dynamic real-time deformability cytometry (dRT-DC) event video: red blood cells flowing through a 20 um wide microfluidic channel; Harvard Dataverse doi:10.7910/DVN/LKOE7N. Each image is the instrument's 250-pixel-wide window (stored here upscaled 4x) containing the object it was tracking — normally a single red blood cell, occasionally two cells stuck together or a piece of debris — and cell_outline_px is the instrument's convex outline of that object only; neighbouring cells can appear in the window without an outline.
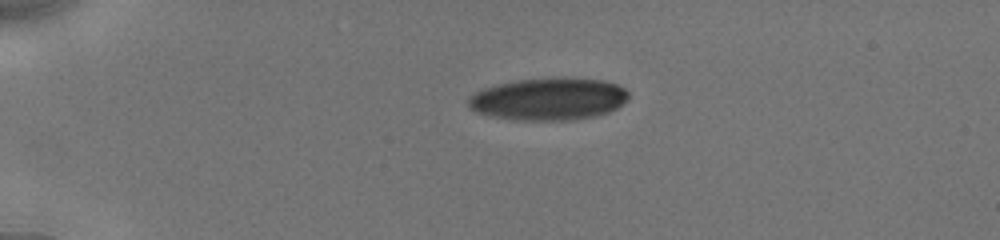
{"species": "human", "species_latin": "Homo sapiens", "temperature_condition": "cold", "stored_images_in_passage": 50, "camera_frame_rate_fps": 3000, "um_per_image_px": 0.085, "donor": {"sex": "male"}, "frame": {"image": 1, "passage_image": 1, "time_ms": 0.0, "image_size_px": [1000, 240], "cell_outline_px": [[628, 96], [616, 108], [608, 112], [596, 116], [576, 120], [512, 120], [488, 116], [476, 112], [468, 108], [468, 100], [476, 92], [484, 88], [516, 80], [604, 80], [616, 84], [624, 88], [628, 92]], "centroid_in_image_um": [46.59, 8.47], "position_along_channel_um": 38.4, "area_um2": 38.61}}
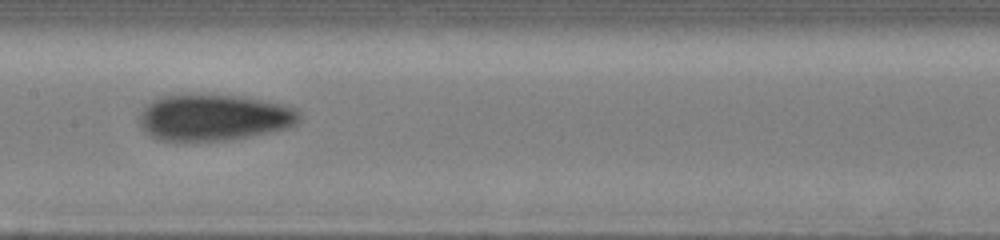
{"frame": {"image": 2, "passage_image": 22, "time_ms": 5.333, "image_size_px": [1000, 240], "cell_outline_px": [[300, 120], [296, 124], [288, 128], [228, 140], [184, 144], [160, 140], [144, 132], [140, 124], [140, 116], [144, 108], [152, 100], [160, 96], [180, 92], [188, 92], [240, 96], [284, 104], [296, 108], [300, 112]], "centroid_in_image_um": [18.12, 9.98], "position_along_channel_um": 189.3, "area_um2": 44.8}}
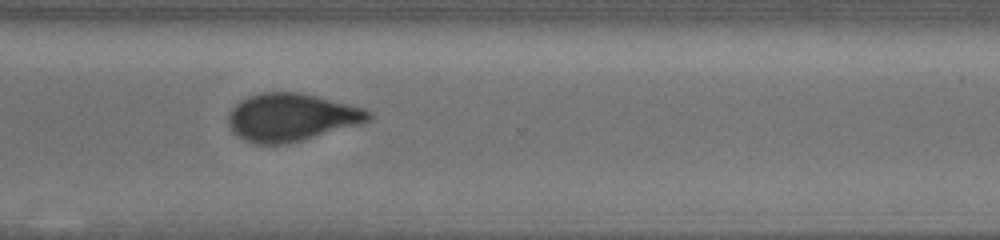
{"frame": {"image": 3, "passage_image": 49, "time_ms": 9.333, "image_size_px": [1000, 240], "cell_outline_px": [[372, 116], [368, 120], [356, 124], [300, 140], [280, 144], [256, 144], [244, 140], [232, 132], [228, 124], [228, 116], [232, 108], [240, 100], [248, 96], [260, 92], [300, 92], [364, 108]], "centroid_in_image_um": [24.67, 9.95], "position_along_channel_um": 345.9, "area_um2": 38.32}}